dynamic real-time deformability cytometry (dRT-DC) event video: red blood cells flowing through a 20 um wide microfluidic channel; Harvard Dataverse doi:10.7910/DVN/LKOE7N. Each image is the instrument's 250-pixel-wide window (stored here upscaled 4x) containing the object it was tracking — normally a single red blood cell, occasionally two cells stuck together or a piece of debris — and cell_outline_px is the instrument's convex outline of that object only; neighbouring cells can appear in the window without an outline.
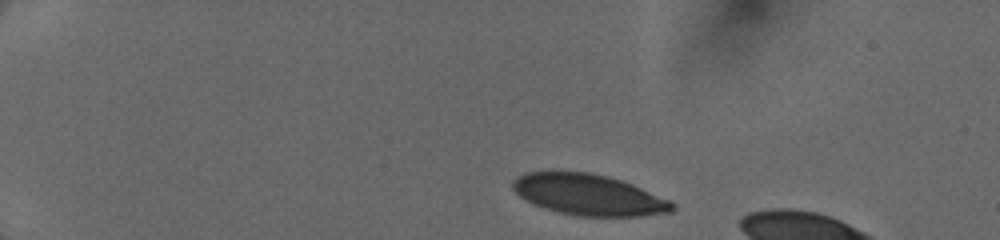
{"species": "human", "species_latin": "Homo sapiens", "temperature_condition": "cold", "stored_images_in_passage": 32, "camera_frame_rate_fps": 3000, "um_per_image_px": 0.085, "donor": {"sex": "female"}, "frame": {"image": 1, "passage_image": 1, "time_ms": 0.0, "image_size_px": [1000, 240], "cell_outline_px": [[676, 208], [672, 212], [640, 216], [576, 216], [544, 208], [532, 204], [520, 196], [512, 188], [512, 180], [516, 176], [524, 172], [588, 172], [608, 176], [632, 184], [668, 200], [676, 204]], "centroid_in_image_um": [50.01, 16.56], "position_along_channel_um": 35.0, "area_um2": 38.03}}
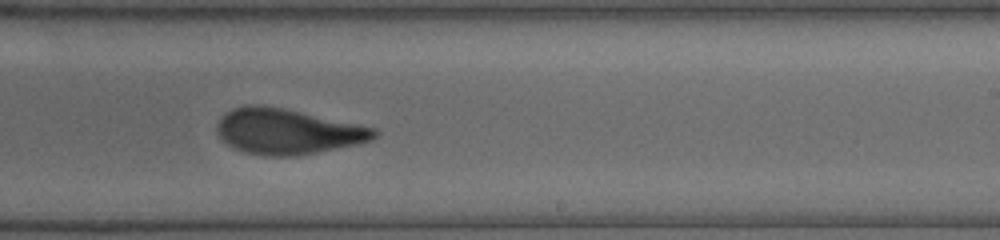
{"frame": {"image": 2, "passage_image": 21, "time_ms": 7.667, "image_size_px": [1000, 240], "cell_outline_px": [[376, 136], [372, 140], [360, 144], [296, 156], [268, 156], [244, 152], [220, 140], [216, 132], [216, 124], [220, 116], [232, 108], [244, 104], [260, 104], [284, 108], [376, 128]], "centroid_in_image_um": [24.38, 11.16], "position_along_channel_um": 264.6, "area_um2": 41.96}}
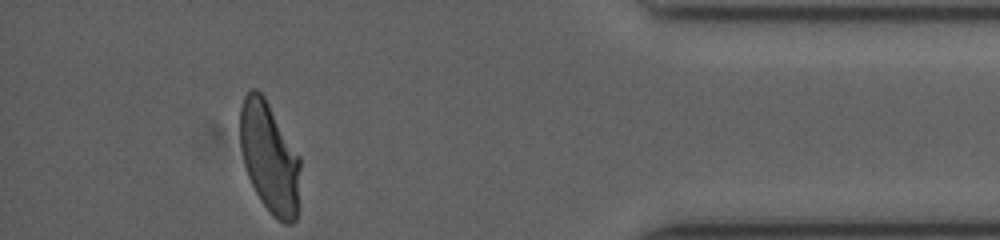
{"frame": {"image": 3, "passage_image": 32, "time_ms": 12.0, "image_size_px": [1000, 240], "cell_outline_px": [[300, 208], [296, 220], [292, 224], [284, 224], [272, 216], [260, 200], [248, 176], [244, 164], [240, 148], [240, 108], [244, 96], [248, 88], [256, 88], [264, 96], [300, 156]], "centroid_in_image_um": [22.93, 13.43], "position_along_channel_um": 412.3, "area_um2": 39.59}}